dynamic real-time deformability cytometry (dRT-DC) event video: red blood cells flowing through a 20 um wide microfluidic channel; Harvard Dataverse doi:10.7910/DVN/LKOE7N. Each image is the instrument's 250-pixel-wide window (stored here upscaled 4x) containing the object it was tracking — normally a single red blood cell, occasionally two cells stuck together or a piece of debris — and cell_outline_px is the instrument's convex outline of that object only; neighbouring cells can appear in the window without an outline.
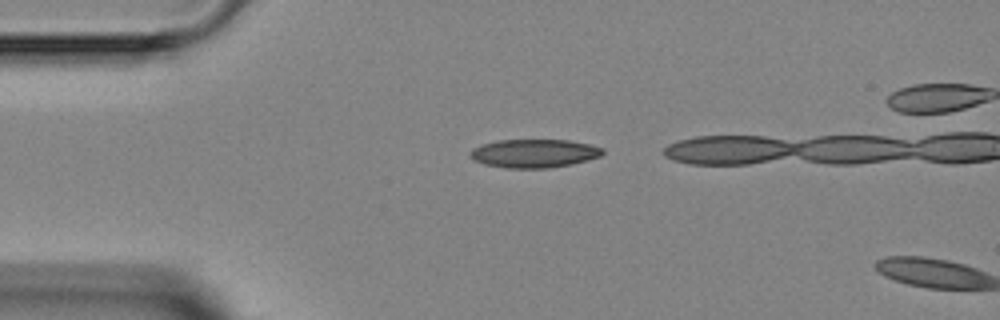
{"species": "Egyptian fruit bat (a non-hibernating species)", "species_latin": "Rousettus aegyptiacus", "temperature_condition": "room temperature", "stored_images_in_passage": 2, "camera_frame_rate_fps": 3000, "um_per_image_px": 0.085, "animal": {"sex": "female"}, "frame": {"image": 1, "passage_image": 1, "time_ms": 0.0, "image_size_px": [1000, 320], "cell_outline_px": [[604, 152], [600, 156], [588, 160], [572, 164], [548, 168], [508, 168], [484, 164], [476, 160], [472, 156], [472, 148], [480, 144], [500, 140], [568, 140], [588, 144], [604, 148]], "centroid_in_image_um": [45.43, 13.03], "position_along_channel_um": 39.6, "area_um2": 21.79}}